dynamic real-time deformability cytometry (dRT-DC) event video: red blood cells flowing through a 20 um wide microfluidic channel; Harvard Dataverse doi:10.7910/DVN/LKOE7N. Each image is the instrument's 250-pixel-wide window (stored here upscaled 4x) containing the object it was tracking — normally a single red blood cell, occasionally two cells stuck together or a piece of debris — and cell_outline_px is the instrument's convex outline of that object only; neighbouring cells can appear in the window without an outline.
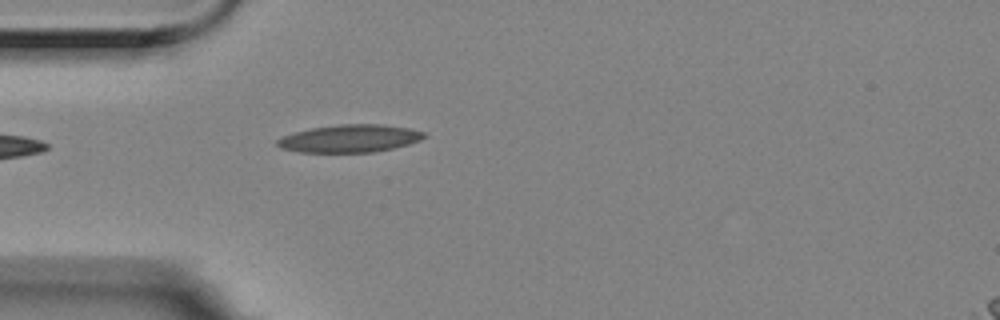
{"species": "Egyptian fruit bat (a non-hibernating species)", "species_latin": "Rousettus aegyptiacus", "temperature_condition": "room temperature", "stored_images_in_passage": 5, "camera_frame_rate_fps": 3000, "um_per_image_px": 0.085, "animal": {"sex": "female"}, "frame": {"image": 1, "passage_image": 5, "time_ms": 1.333, "image_size_px": [1000, 320], "cell_outline_px": [[428, 136], [420, 140], [408, 144], [392, 148], [372, 152], [300, 152], [280, 148], [276, 144], [276, 140], [284, 136], [296, 132], [312, 128], [340, 124], [384, 124], [408, 128], [424, 132]], "centroid_in_image_um": [29.74, 11.77], "position_along_channel_um": 55.3, "area_um2": 23.52}}